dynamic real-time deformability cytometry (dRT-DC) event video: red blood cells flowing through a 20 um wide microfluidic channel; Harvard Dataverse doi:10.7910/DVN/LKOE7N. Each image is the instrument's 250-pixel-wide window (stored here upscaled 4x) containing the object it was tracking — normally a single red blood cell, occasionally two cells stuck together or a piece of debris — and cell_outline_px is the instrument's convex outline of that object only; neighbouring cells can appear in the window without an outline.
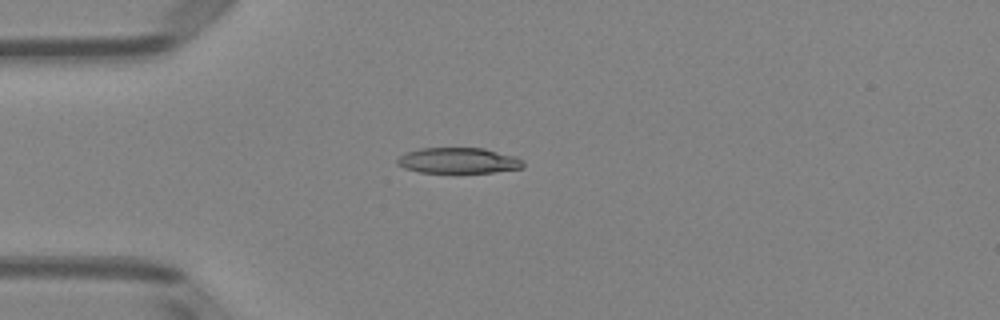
{"species": "Egyptian fruit bat (a non-hibernating species)", "species_latin": "Rousettus aegyptiacus", "temperature_condition": "room temperature", "stored_images_in_passage": 51, "camera_frame_rate_fps": 3000, "um_per_image_px": 0.085, "animal": {"sex": "female"}, "frame": {"image": 1, "passage_image": 14, "time_ms": 4.333, "image_size_px": [1000, 320], "cell_outline_px": [[524, 168], [492, 172], [420, 172], [404, 168], [396, 164], [396, 160], [404, 152], [420, 148], [484, 148], [516, 156], [524, 160]], "centroid_in_image_um": [38.97, 13.64], "position_along_channel_um": 46.0, "area_um2": 18.96}}
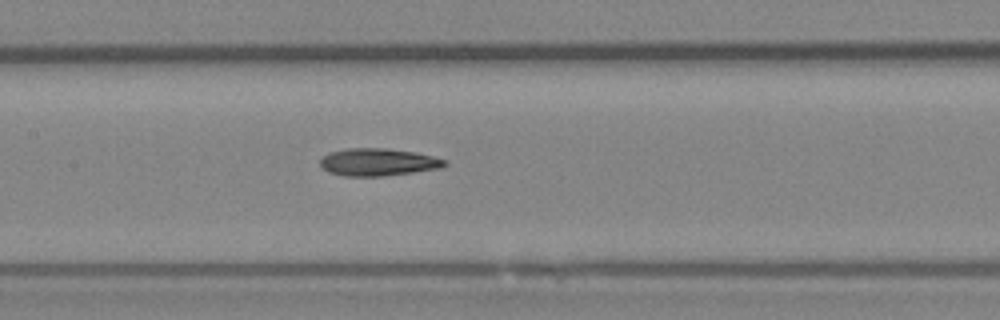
{"frame": {"image": 2, "passage_image": 25, "time_ms": 8.0, "image_size_px": [1000, 320], "cell_outline_px": [[448, 164], [444, 168], [384, 176], [344, 176], [328, 172], [320, 164], [320, 160], [328, 152], [348, 148], [384, 148], [412, 152], [432, 156], [448, 160]], "centroid_in_image_um": [32.16, 13.78], "position_along_channel_um": 175.2, "area_um2": 20.0}}
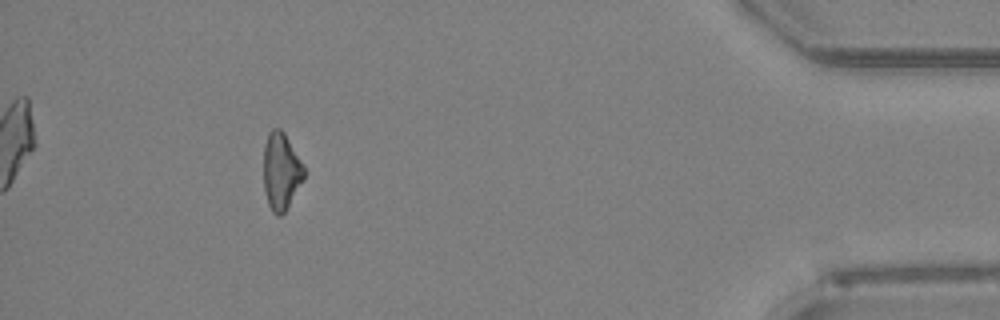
{"frame": {"image": 3, "passage_image": 47, "time_ms": 15.333, "image_size_px": [1000, 320], "cell_outline_px": [[304, 180], [284, 212], [280, 216], [276, 216], [272, 212], [268, 204], [264, 192], [264, 144], [268, 132], [272, 128], [280, 128], [284, 132], [304, 164]], "centroid_in_image_um": [23.89, 14.55], "position_along_channel_um": 411.3, "area_um2": 18.38}, "authors_computed_cell_mechanics": {"area_um2": 19.363, "velocity_mm_per_s": 4.0053, "shape_relaxation_time_tau1_ms": 5.8287, "shape_relaxation_time_tau2_ms": 5.0001, "deformation_change_tau1": 0.1485, "deformation_change_tau2": 0.1616}}